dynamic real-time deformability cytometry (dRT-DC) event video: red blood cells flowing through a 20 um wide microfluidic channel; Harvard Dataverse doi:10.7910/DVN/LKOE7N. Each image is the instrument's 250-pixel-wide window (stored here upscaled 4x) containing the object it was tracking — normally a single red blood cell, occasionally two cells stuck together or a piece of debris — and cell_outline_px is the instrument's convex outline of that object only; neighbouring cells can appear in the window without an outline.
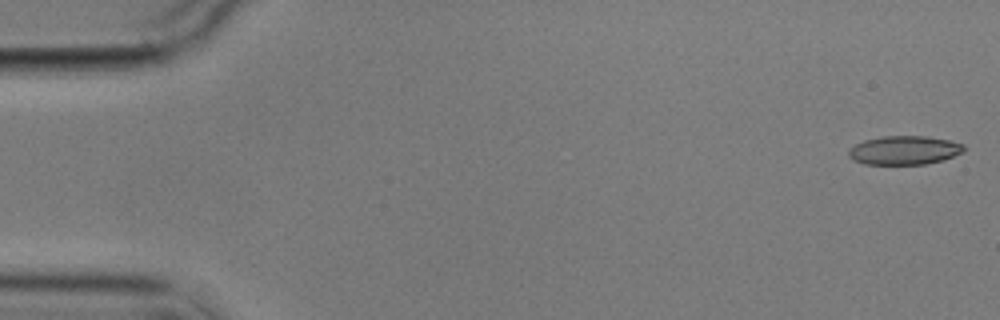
{"species": "common noctule bat (a hibernating species)", "species_latin": "Nyctalus noctula", "temperature_condition": "cold", "stored_images_in_passage": 3, "camera_frame_rate_fps": 3000, "um_per_image_px": 0.085, "animal": {"sex": "male", "body_mass_g": 17.9}, "frame": {"image": 1, "passage_image": 1, "time_ms": 0.0, "image_size_px": [1000, 320], "cell_outline_px": [[964, 152], [944, 160], [924, 164], [864, 164], [852, 160], [848, 156], [848, 152], [856, 144], [864, 140], [884, 136], [928, 136], [948, 140], [964, 144]], "centroid_in_image_um": [76.88, 12.77], "position_along_channel_um": 8.1, "area_um2": 19.36}}